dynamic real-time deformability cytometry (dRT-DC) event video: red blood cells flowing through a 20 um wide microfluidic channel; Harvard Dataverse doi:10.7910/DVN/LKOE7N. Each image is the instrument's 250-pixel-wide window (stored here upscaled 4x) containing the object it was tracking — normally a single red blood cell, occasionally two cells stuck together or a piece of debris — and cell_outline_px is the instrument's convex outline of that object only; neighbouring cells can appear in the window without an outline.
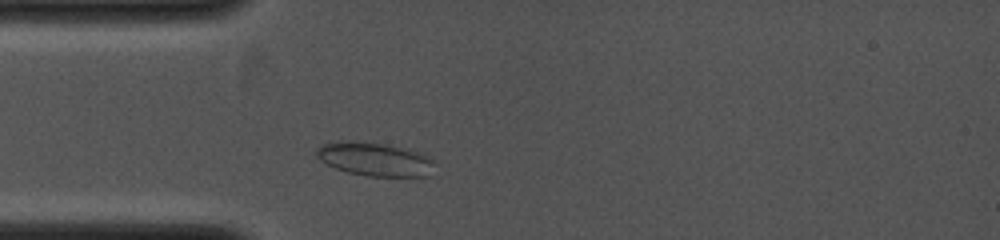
{"species": "common noctule bat (a hibernating species)", "species_latin": "Nyctalus noctula", "temperature_condition": "cold", "stored_images_in_passage": 2, "camera_frame_rate_fps": 4000, "um_per_image_px": 0.085, "animal": {"sex": "female", "body_mass_g": 19.0, "forearm_length_mm": 53.3}, "frame": {"image": 1, "passage_image": 2, "time_ms": 0.75, "image_size_px": [1000, 240], "cell_outline_px": [[436, 164], [428, 176], [368, 176], [348, 172], [336, 168], [320, 160], [316, 156], [316, 148], [324, 144], [344, 140], [348, 140], [380, 144], [408, 148], [428, 156]], "centroid_in_image_um": [31.87, 13.53], "position_along_channel_um": 53.1, "area_um2": 22.95}}